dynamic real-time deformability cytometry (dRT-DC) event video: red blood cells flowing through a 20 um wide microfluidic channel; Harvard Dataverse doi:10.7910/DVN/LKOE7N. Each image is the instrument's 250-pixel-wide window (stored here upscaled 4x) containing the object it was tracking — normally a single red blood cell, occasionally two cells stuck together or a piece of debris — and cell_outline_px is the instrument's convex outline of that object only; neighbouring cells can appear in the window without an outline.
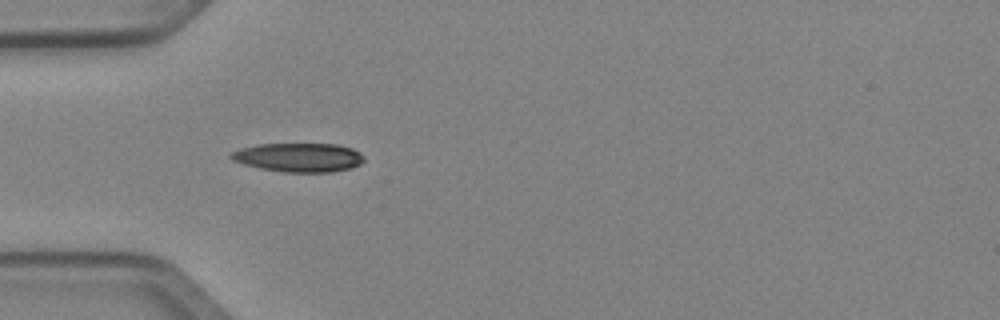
{"species": "Egyptian fruit bat (a non-hibernating species)", "species_latin": "Rousettus aegyptiacus", "temperature_condition": "cold", "stored_images_in_passage": 36, "camera_frame_rate_fps": 3000, "um_per_image_px": 0.085, "animal": {"sex": "female"}, "frame": {"image": 1, "passage_image": 1, "time_ms": 0.0, "image_size_px": [1000, 320], "cell_outline_px": [[364, 160], [360, 164], [352, 168], [332, 172], [284, 172], [260, 168], [244, 164], [232, 160], [228, 156], [232, 152], [240, 148], [260, 144], [336, 144], [352, 148], [360, 152], [364, 156]], "centroid_in_image_um": [25.41, 13.38], "position_along_channel_um": 59.6, "area_um2": 22.48}}
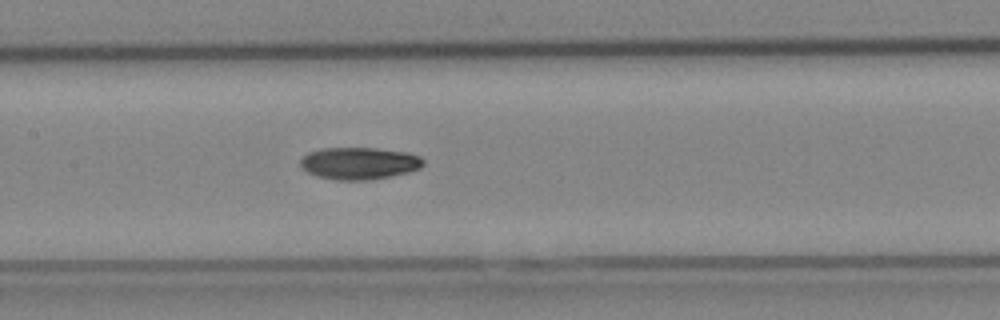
{"frame": {"image": 2, "passage_image": 10, "time_ms": 3.0, "image_size_px": [1000, 320], "cell_outline_px": [[424, 164], [420, 168], [408, 172], [372, 180], [336, 180], [316, 176], [300, 168], [300, 160], [308, 152], [320, 148], [376, 148], [408, 152], [420, 156], [424, 160]], "centroid_in_image_um": [30.52, 13.88], "position_along_channel_um": 176.9, "area_um2": 23.24}}
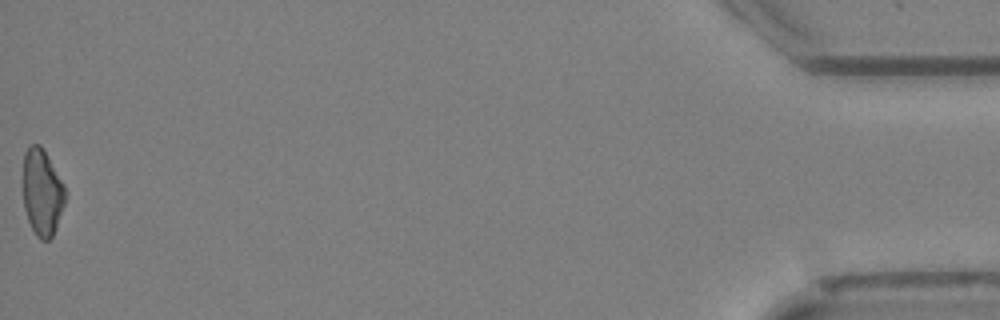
{"frame": {"image": 3, "passage_image": 36, "time_ms": 11.667, "image_size_px": [1000, 320], "cell_outline_px": [[64, 204], [56, 228], [52, 236], [48, 240], [40, 240], [36, 236], [28, 220], [24, 208], [24, 152], [28, 144], [40, 144], [64, 184]], "centroid_in_image_um": [3.57, 16.35], "position_along_channel_um": 431.6, "area_um2": 20.98}, "authors_computed_cell_mechanics": {"area_um2": 22.4842, "velocity_mm_per_s": 4.0683, "shape_relaxation_time_tau1_ms": 4.5765, "shape_relaxation_time_tau2_ms": 7.8779, "deformation_change_tau1": 0.1326, "deformation_change_tau2": 0.1459}}